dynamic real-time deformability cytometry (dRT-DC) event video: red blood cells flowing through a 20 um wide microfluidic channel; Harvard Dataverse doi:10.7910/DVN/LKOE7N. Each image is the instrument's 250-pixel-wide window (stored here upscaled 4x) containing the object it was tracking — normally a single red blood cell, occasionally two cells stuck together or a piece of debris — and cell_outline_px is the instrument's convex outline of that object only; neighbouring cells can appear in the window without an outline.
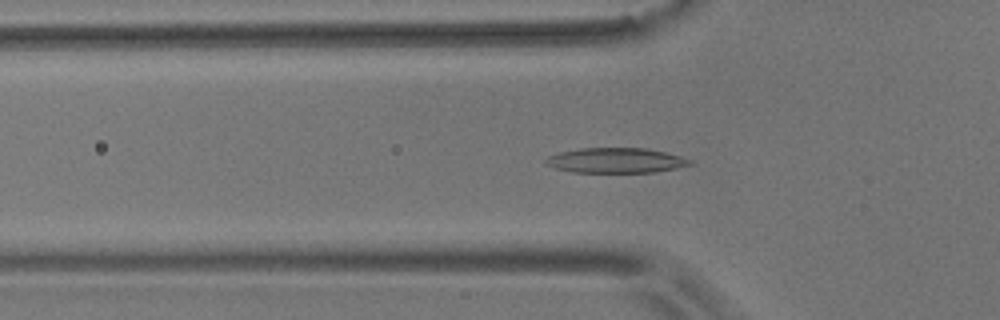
{"species": "common noctule bat (a hibernating species)", "species_latin": "Nyctalus noctula", "temperature_condition": "room temperature", "stored_images_in_passage": 54, "camera_frame_rate_fps": 3000, "um_per_image_px": 0.085, "animal": {"sex": "male", "body_mass_g": 17.9}, "frame": {"image": 1, "passage_image": 17, "time_ms": 5.333, "image_size_px": [1000, 320], "cell_outline_px": [[692, 164], [676, 168], [656, 172], [572, 172], [556, 168], [544, 164], [544, 160], [548, 156], [560, 152], [580, 148], [644, 148], [664, 152], [680, 156], [692, 160]], "centroid_in_image_um": [52.32, 13.63], "position_along_channel_um": 73.5, "area_um2": 20.98}}
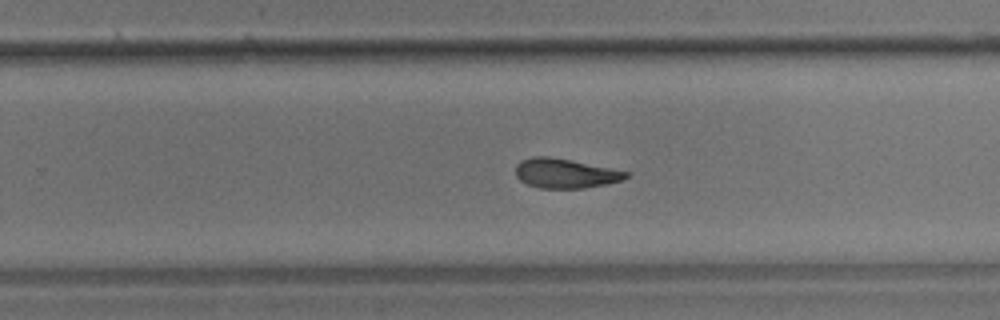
{"frame": {"image": 2, "passage_image": 34, "time_ms": 11.0, "image_size_px": [1000, 320], "cell_outline_px": [[632, 172], [628, 176], [620, 180], [604, 184], [584, 188], [540, 188], [528, 184], [520, 180], [516, 176], [516, 164], [520, 160], [532, 156], [548, 156], [572, 160]], "centroid_in_image_um": [48.03, 14.72], "position_along_channel_um": 281.8, "area_um2": 19.02}}
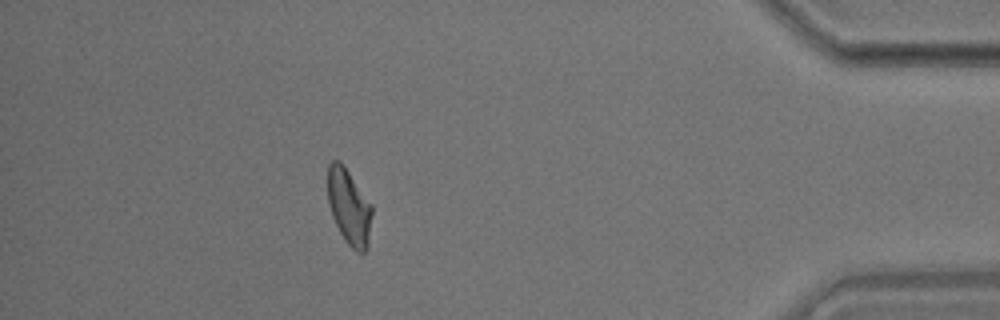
{"frame": {"image": 3, "passage_image": 48, "time_ms": 15.667, "image_size_px": [1000, 320], "cell_outline_px": [[372, 212], [368, 248], [364, 252], [356, 252], [344, 240], [332, 216], [328, 204], [328, 164], [332, 160], [340, 160], [372, 204]], "centroid_in_image_um": [29.67, 17.59], "position_along_channel_um": 405.5, "area_um2": 19.59}, "authors_computed_cell_mechanics": {"area_um2": 20.2011, "velocity_mm_per_s": 3.6678, "shape_relaxation_time_tau1_ms": 7.0545, "shape_relaxation_time_tau2_ms": 3.9644, "deformation_change_tau1": 0.1985, "deformation_change_tau2": 0.1089}}